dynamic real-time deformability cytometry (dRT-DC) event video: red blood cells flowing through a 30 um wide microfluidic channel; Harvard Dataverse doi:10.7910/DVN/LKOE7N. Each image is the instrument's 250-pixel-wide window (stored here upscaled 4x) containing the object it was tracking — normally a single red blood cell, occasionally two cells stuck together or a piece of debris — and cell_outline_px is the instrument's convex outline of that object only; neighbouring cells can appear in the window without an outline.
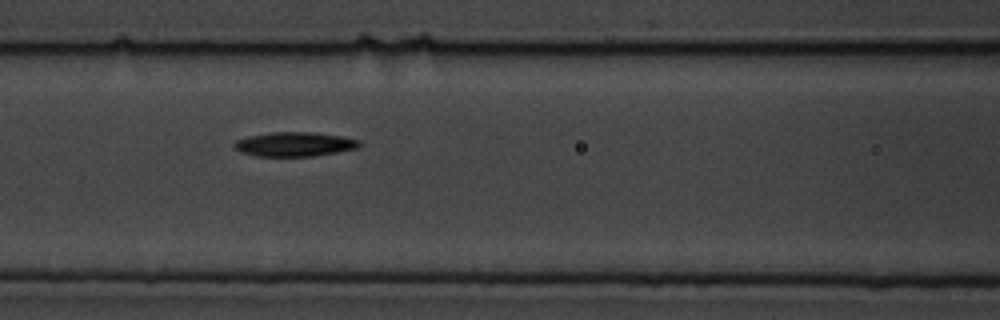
{"species": "common noctule bat (a hibernating species)", "species_latin": "Nyctalus noctula", "temperature_condition": "cold", "stored_images_in_passage": 4, "camera_frame_rate_fps": 3000, "um_per_image_px": 0.085, "animal": {"sex": "male", "body_mass_g": 19.5, "forearm_length_mm": 54.6}, "frame": {"image": 1, "passage_image": 3, "time_ms": 3.333, "image_size_px": [1000, 320], "cell_outline_px": [[360, 148], [312, 156], [256, 156], [240, 152], [232, 144], [236, 140], [248, 136], [272, 132], [312, 132], [340, 136], [360, 140]], "centroid_in_image_um": [25.02, 12.26], "position_along_channel_um": 141.6, "area_um2": 17.69}}
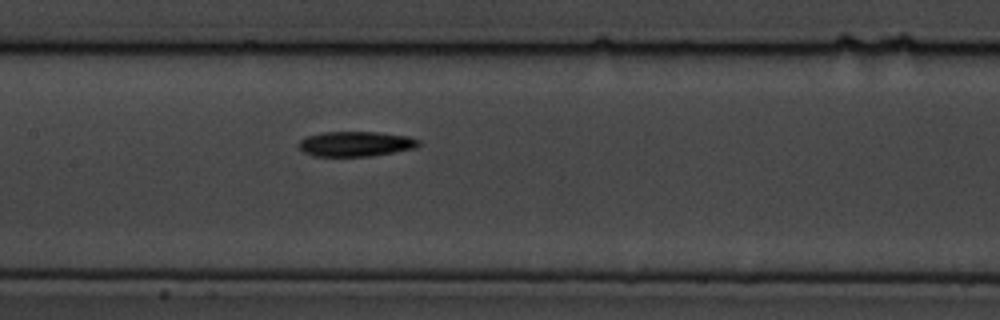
{"frame": {"image": 2, "passage_image": 4, "time_ms": 4.333, "image_size_px": [1000, 320], "cell_outline_px": [[420, 144], [416, 148], [368, 156], [312, 156], [304, 152], [296, 144], [300, 140], [308, 136], [324, 132], [376, 132], [408, 136], [420, 140]], "centroid_in_image_um": [30.22, 12.23], "position_along_channel_um": 177.2, "area_um2": 17.4}}